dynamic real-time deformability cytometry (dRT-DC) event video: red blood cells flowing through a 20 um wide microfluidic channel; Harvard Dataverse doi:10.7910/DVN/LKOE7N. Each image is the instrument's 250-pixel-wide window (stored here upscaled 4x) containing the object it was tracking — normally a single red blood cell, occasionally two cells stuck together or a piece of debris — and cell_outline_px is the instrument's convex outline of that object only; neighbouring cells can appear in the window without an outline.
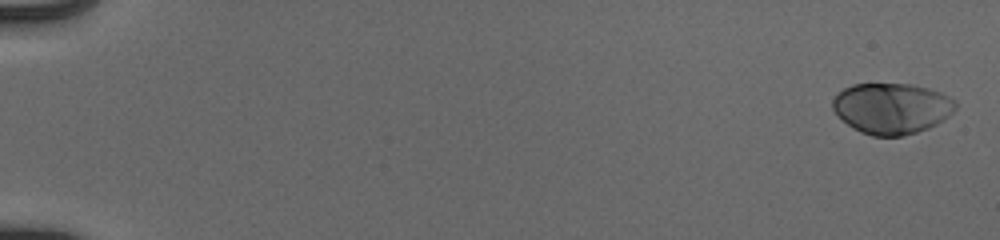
{"species": "human", "species_latin": "Homo sapiens", "temperature_condition": "cold", "stored_images_in_passage": 54, "camera_frame_rate_fps": 3000, "um_per_image_px": 0.085, "donor": {"sex": "male"}, "frame": {"image": 1, "passage_image": 1, "time_ms": 0.0, "image_size_px": [1000, 240], "cell_outline_px": [[956, 108], [948, 116], [936, 124], [928, 128], [904, 136], [872, 136], [860, 132], [852, 128], [832, 108], [832, 100], [836, 92], [852, 84], [912, 84], [928, 88], [940, 92], [956, 100]], "centroid_in_image_um": [75.78, 9.2], "position_along_channel_um": 9.2, "area_um2": 36.47}}
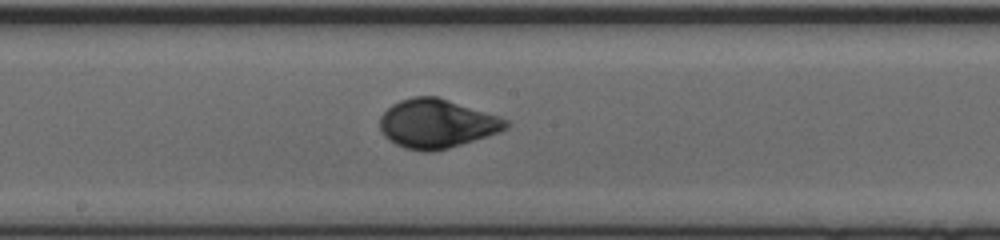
{"frame": {"image": 2, "passage_image": 31, "time_ms": 10.0, "image_size_px": [1000, 240], "cell_outline_px": [[512, 124], [508, 128], [500, 132], [448, 148], [432, 152], [420, 152], [404, 148], [388, 140], [380, 132], [380, 116], [392, 104], [400, 100], [412, 96], [436, 96], [500, 116], [508, 120]], "centroid_in_image_um": [37.12, 10.51], "position_along_channel_um": 211.1, "area_um2": 36.18}}
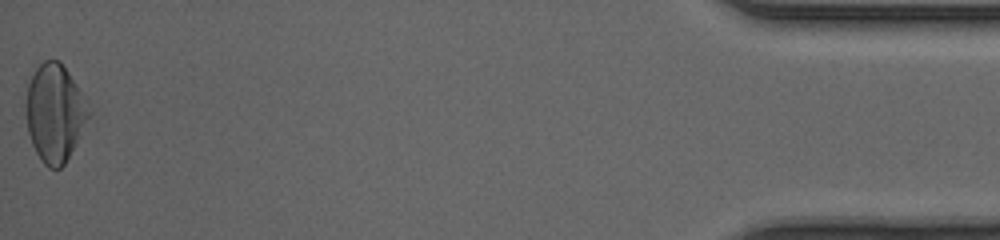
{"frame": {"image": 3, "passage_image": 54, "time_ms": 17.667, "image_size_px": [1000, 240], "cell_outline_px": [[92, 112], [80, 136], [64, 164], [60, 168], [48, 168], [40, 160], [32, 144], [28, 132], [24, 112], [24, 104], [28, 84], [36, 68], [44, 60], [60, 60], [88, 100]], "centroid_in_image_um": [4.66, 9.58], "position_along_channel_um": 430.5, "area_um2": 36.24}, "authors_computed_cell_mechanics": {"area_um2": 35.2869, "velocity_mm_per_s": 3.9495, "shape_relaxation_time_tau1_ms": 3.4375, "shape_relaxation_time_tau2_ms": null, "deformation_change_tau1": 0.1654, "deformation_change_tau2": null}}